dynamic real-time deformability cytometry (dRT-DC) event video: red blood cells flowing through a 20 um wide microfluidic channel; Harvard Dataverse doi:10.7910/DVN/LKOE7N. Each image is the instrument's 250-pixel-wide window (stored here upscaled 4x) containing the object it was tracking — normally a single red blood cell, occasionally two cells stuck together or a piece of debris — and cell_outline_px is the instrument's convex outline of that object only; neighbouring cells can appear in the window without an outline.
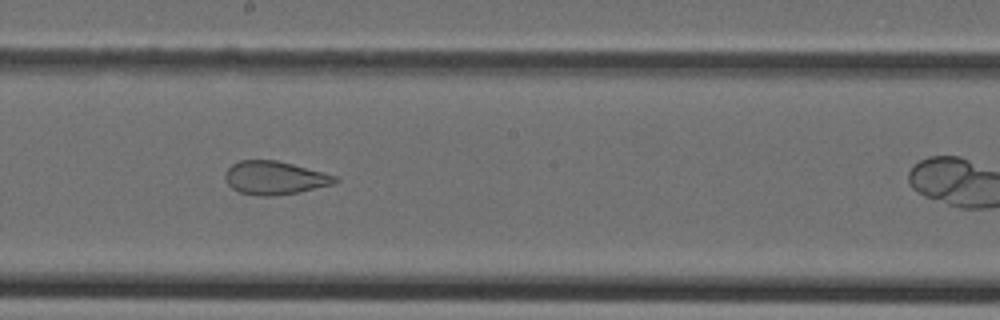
{"species": "Egyptian fruit bat (a non-hibernating species)", "species_latin": "Rousettus aegyptiacus", "temperature_condition": "cold", "stored_images_in_passage": 23, "camera_frame_rate_fps": 3000, "um_per_image_px": 0.085, "animal": {"sex": "female"}, "frame": {"image": 1, "passage_image": 14, "time_ms": 4.333, "image_size_px": [1000, 320], "cell_outline_px": [[340, 180], [332, 184], [296, 192], [272, 196], [256, 196], [240, 192], [232, 188], [224, 180], [224, 172], [232, 164], [240, 160], [276, 160], [340, 176]], "centroid_in_image_um": [23.33, 15.11], "position_along_channel_um": 224.9, "area_um2": 21.39}}